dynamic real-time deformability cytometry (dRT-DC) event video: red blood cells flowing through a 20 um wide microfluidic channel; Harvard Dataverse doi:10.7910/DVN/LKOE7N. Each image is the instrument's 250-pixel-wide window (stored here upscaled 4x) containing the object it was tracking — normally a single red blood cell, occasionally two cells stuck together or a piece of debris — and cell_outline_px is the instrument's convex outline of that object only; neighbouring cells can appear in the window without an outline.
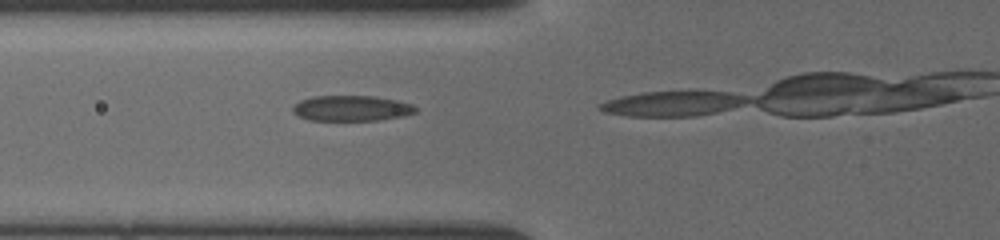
{"species": "common noctule bat (a hibernating species)", "species_latin": "Nyctalus noctula", "temperature_condition": "cold", "stored_images_in_passage": 11, "camera_frame_rate_fps": 3000, "um_per_image_px": 0.085, "animal": {"sex": "female", "body_mass_g": 19.5, "forearm_length_mm": 54.1}, "frame": {"image": 1, "passage_image": 10, "time_ms": 3.0, "image_size_px": [1000, 240], "cell_outline_px": [[416, 112], [400, 116], [380, 120], [308, 120], [292, 112], [292, 108], [300, 100], [312, 96], [376, 96], [396, 100], [412, 104], [416, 108]], "centroid_in_image_um": [29.85, 9.19], "position_along_channel_um": 95.9, "area_um2": 18.15}}